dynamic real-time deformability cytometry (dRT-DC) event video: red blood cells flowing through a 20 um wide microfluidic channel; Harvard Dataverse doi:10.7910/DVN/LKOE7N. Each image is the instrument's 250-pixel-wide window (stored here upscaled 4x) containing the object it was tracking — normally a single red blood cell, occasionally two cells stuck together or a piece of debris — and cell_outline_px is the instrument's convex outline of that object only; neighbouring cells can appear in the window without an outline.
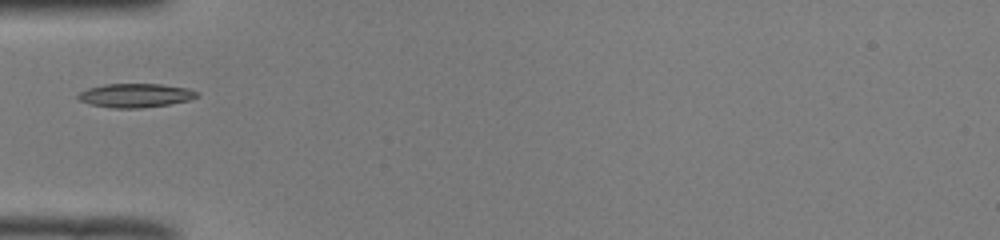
{"species": "common noctule bat (a hibernating species)", "species_latin": "Nyctalus noctula", "temperature_condition": "room temperature", "stored_images_in_passage": 35, "camera_frame_rate_fps": 3000, "um_per_image_px": 0.085, "animal": {"sex": "male", "body_mass_g": 19.0, "forearm_length_mm": 50.8}, "frame": {"image": 1, "passage_image": 1, "time_ms": 0.0, "image_size_px": [1000, 240], "cell_outline_px": [[200, 96], [188, 100], [168, 104], [140, 108], [112, 108], [88, 104], [80, 100], [76, 96], [80, 92], [88, 88], [104, 84], [160, 84], [188, 88], [200, 92]], "centroid_in_image_um": [11.52, 8.11], "position_along_channel_um": 73.5, "area_um2": 16.59}}
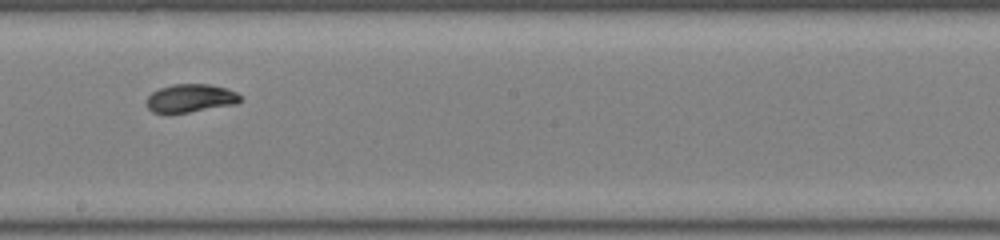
{"frame": {"image": 2, "passage_image": 13, "time_ms": 4.0, "image_size_px": [1000, 240], "cell_outline_px": [[240, 100], [236, 104], [188, 112], [152, 112], [148, 108], [148, 96], [152, 92], [160, 88], [172, 84], [212, 84], [228, 88], [236, 92], [240, 96]], "centroid_in_image_um": [16.22, 8.32], "position_along_channel_um": 232.0, "area_um2": 15.2}}
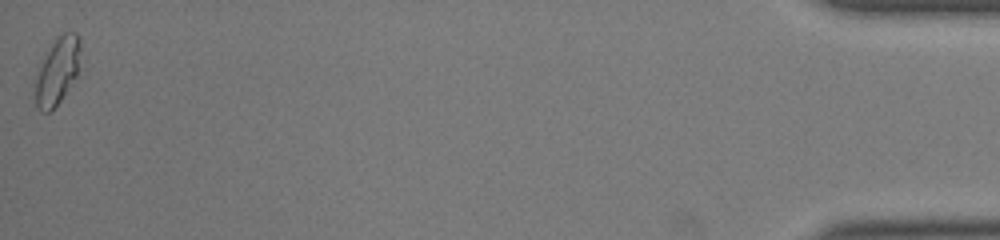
{"frame": {"image": 3, "passage_image": 35, "time_ms": 11.333, "image_size_px": [1000, 240], "cell_outline_px": [[80, 48], [76, 76], [60, 100], [48, 112], [40, 112], [36, 108], [36, 76], [52, 44], [64, 32], [76, 32], [80, 40]], "centroid_in_image_um": [4.88, 6.05], "position_along_channel_um": 430.3, "area_um2": 16.76}}